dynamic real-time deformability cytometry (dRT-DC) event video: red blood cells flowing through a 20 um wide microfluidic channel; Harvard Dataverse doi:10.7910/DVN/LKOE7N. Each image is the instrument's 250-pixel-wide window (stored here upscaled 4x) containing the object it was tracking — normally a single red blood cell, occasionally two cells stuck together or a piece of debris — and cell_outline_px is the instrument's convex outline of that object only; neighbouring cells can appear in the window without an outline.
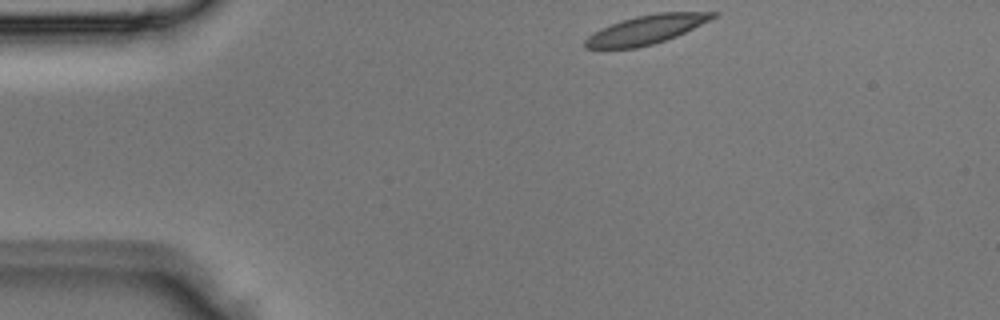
{"species": "Egyptian fruit bat (a non-hibernating species)", "species_latin": "Rousettus aegyptiacus", "temperature_condition": "room temperature", "stored_images_in_passage": 2, "camera_frame_rate_fps": 3000, "um_per_image_px": 0.085, "animal": {"sex": "male"}, "frame": {"image": 1, "passage_image": 1, "time_ms": 0.0, "image_size_px": [1000, 320], "cell_outline_px": [[716, 16], [676, 36], [652, 44], [636, 48], [584, 48], [584, 40], [588, 36], [600, 28], [636, 16], [660, 12], [716, 12]], "centroid_in_image_um": [54.87, 2.52], "position_along_channel_um": 30.1, "area_um2": 20.92}}